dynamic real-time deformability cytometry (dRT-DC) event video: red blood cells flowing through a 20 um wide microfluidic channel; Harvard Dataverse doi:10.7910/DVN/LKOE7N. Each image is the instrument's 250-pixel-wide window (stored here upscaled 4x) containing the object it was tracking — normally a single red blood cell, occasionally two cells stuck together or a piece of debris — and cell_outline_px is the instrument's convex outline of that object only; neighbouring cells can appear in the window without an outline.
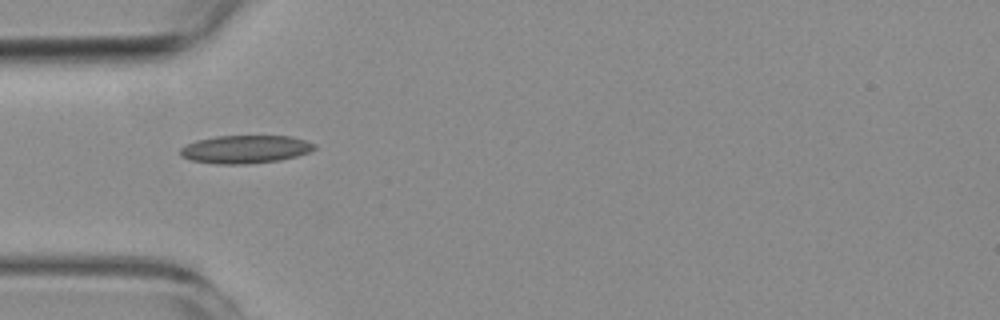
{"species": "common noctule bat (a hibernating species)", "species_latin": "Nyctalus noctula", "temperature_condition": "room temperature", "stored_images_in_passage": 10, "camera_frame_rate_fps": 3000, "um_per_image_px": 0.085, "animal": {"sex": "female", "body_mass_g": 19.3, "forearm_length_mm": 54.1}, "frame": {"image": 1, "passage_image": 5, "time_ms": 4.667, "image_size_px": [1000, 320], "cell_outline_px": [[316, 148], [308, 152], [296, 156], [280, 160], [244, 164], [216, 164], [192, 160], [180, 156], [180, 148], [196, 140], [216, 136], [292, 136], [316, 144]], "centroid_in_image_um": [20.84, 12.68], "position_along_channel_um": 64.2, "area_um2": 21.85}}
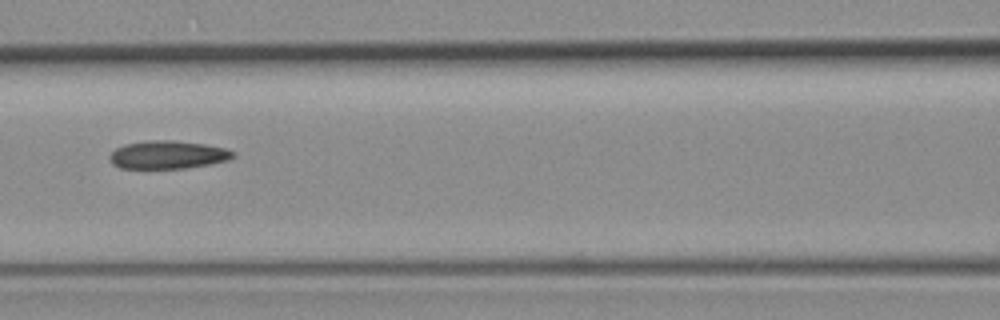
{"frame": {"image": 2, "passage_image": 7, "time_ms": 7.0, "image_size_px": [1000, 320], "cell_outline_px": [[236, 156], [228, 160], [208, 164], [184, 168], [120, 168], [112, 164], [108, 156], [116, 148], [124, 144], [152, 140], [176, 140], [204, 144], [228, 148], [236, 152]], "centroid_in_image_um": [14.29, 13.15], "position_along_channel_um": 152.3, "area_um2": 20.29}}
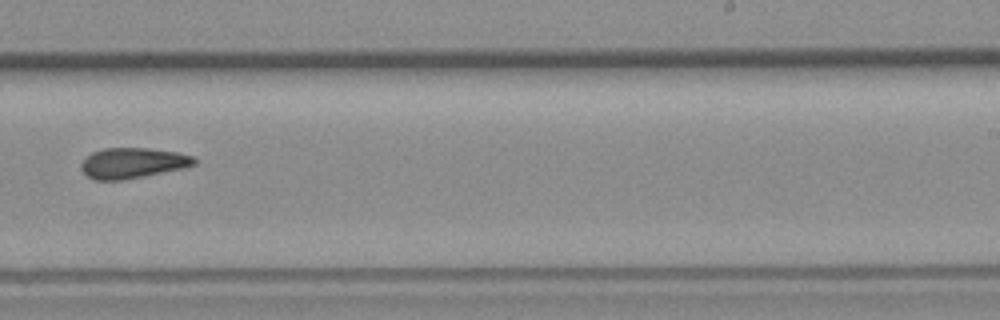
{"frame": {"image": 3, "passage_image": 10, "time_ms": 10.333, "image_size_px": [1000, 320], "cell_outline_px": [[196, 164], [184, 168], [124, 180], [96, 180], [88, 176], [80, 168], [80, 164], [92, 152], [104, 148], [148, 148], [176, 152], [196, 156]], "centroid_in_image_um": [11.3, 13.85], "position_along_channel_um": 277.7, "area_um2": 20.11}}